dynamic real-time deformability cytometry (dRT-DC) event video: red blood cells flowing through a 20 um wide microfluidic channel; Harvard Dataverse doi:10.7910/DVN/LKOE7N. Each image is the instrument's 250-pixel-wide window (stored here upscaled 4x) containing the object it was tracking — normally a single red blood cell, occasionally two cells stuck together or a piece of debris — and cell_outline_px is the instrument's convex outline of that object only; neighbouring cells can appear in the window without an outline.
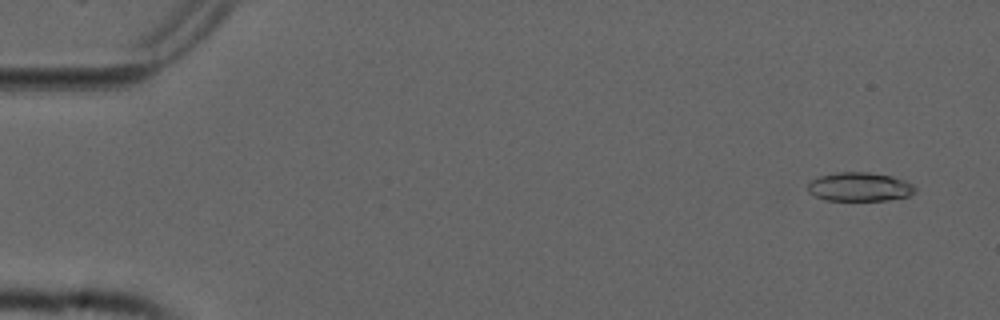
{"species": "common noctule bat (a hibernating species)", "species_latin": "Nyctalus noctula", "temperature_condition": "cold", "stored_images_in_passage": 54, "camera_frame_rate_fps": 3000, "um_per_image_px": 0.085, "animal": {"sex": "male", "forearm_length_mm": 52.5}, "frame": {"image": 1, "passage_image": 3, "time_ms": 0.667, "image_size_px": [1000, 320], "cell_outline_px": [[916, 192], [908, 196], [888, 200], [824, 200], [808, 192], [808, 184], [812, 180], [820, 176], [836, 172], [868, 172], [892, 176], [904, 180], [912, 184], [916, 188]], "centroid_in_image_um": [73.08, 15.88], "position_along_channel_um": 11.9, "area_um2": 18.03}}
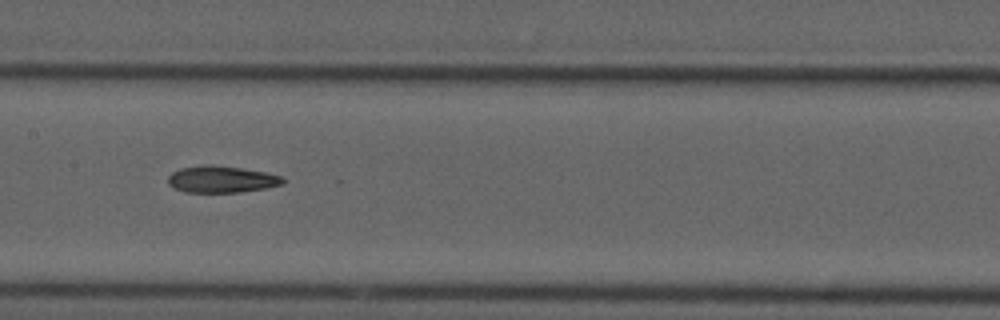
{"frame": {"image": 2, "passage_image": 27, "time_ms": 8.667, "image_size_px": [1000, 320], "cell_outline_px": [[284, 184], [264, 188], [240, 192], [184, 192], [168, 184], [168, 176], [172, 172], [180, 168], [204, 164], [212, 164], [240, 168], [264, 172], [280, 176], [284, 180]], "centroid_in_image_um": [18.79, 15.23], "position_along_channel_um": 188.6, "area_um2": 17.8}}
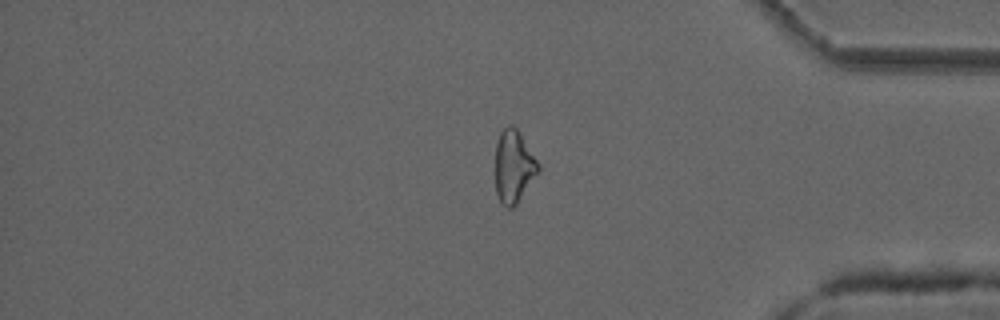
{"frame": {"image": 3, "passage_image": 45, "time_ms": 14.667, "image_size_px": [1000, 320], "cell_outline_px": [[540, 172], [516, 204], [512, 208], [508, 208], [500, 200], [496, 192], [496, 144], [500, 132], [508, 124], [512, 124], [516, 128], [540, 164]], "centroid_in_image_um": [43.68, 14.14], "position_along_channel_um": 391.5, "area_um2": 18.09}, "authors_computed_cell_mechanics": {"area_um2": 18.3226, "velocity_mm_per_s": 3.7659, "shape_relaxation_time_tau1_ms": 8.146, "shape_relaxation_time_tau2_ms": 7.6781, "deformation_change_tau1": 0.1923, "deformation_change_tau2": 0.1843}}